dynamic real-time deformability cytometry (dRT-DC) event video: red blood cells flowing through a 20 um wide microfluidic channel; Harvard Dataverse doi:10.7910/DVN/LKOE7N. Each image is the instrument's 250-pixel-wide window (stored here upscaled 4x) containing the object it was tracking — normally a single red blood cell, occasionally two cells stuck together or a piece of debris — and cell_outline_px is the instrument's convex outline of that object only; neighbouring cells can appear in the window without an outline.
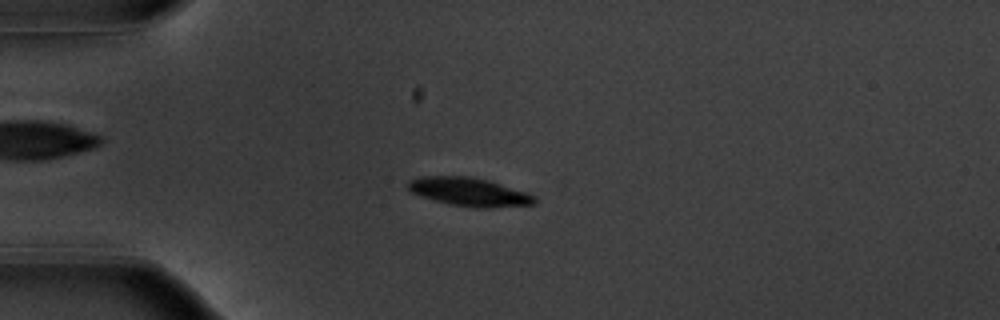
{"species": "common noctule bat (a hibernating species)", "species_latin": "Nyctalus noctula", "temperature_condition": "warm", "stored_images_in_passage": 54, "camera_frame_rate_fps": 3000, "um_per_image_px": 0.085, "animal": {"sex": "male", "body_mass_g": 20.1, "forearm_length_mm": 53.5}, "frame": {"image": 1, "passage_image": 14, "time_ms": 4.333, "image_size_px": [1000, 320], "cell_outline_px": [[536, 204], [492, 208], [476, 208], [448, 204], [420, 196], [412, 192], [408, 188], [408, 180], [420, 176], [472, 176], [488, 180], [528, 192], [536, 196]], "centroid_in_image_um": [39.91, 16.31], "position_along_channel_um": 45.1, "area_um2": 21.27}}
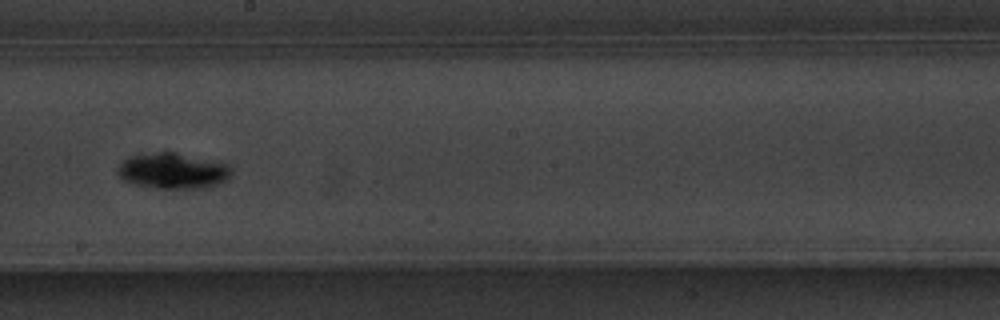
{"frame": {"image": 2, "passage_image": 31, "time_ms": 10.0, "image_size_px": [1000, 320], "cell_outline_px": [[232, 172], [228, 180], [220, 184], [208, 188], [188, 192], [152, 188], [136, 184], [124, 180], [116, 172], [120, 164], [128, 156], [152, 152], [176, 152], [228, 164], [232, 168]], "centroid_in_image_um": [14.75, 14.57], "position_along_channel_um": 233.4, "area_um2": 24.74}}
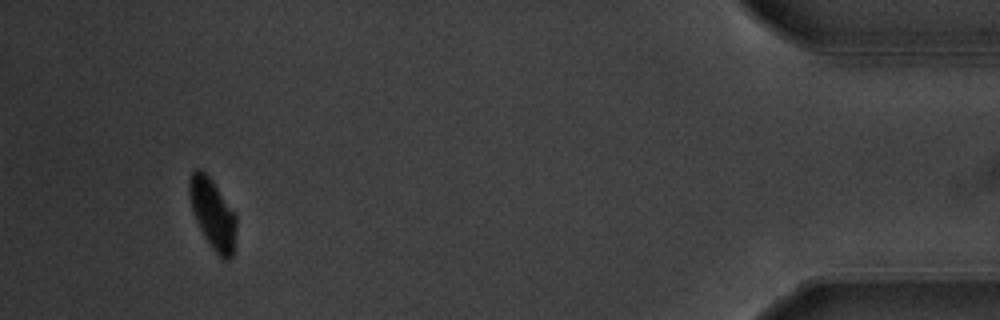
{"frame": {"image": 3, "passage_image": 51, "time_ms": 16.667, "image_size_px": [1000, 320], "cell_outline_px": [[236, 228], [232, 260], [224, 260], [212, 248], [204, 236], [192, 212], [188, 196], [188, 180], [192, 172], [196, 168], [200, 168], [212, 180], [236, 216]], "centroid_in_image_um": [18.05, 18.17], "position_along_channel_um": 417.1, "area_um2": 19.13}, "authors_computed_cell_mechanics": {"area_um2": 20.6924, "velocity_mm_per_s": 3.7269, "shape_relaxation_time_tau1_ms": 1.6329, "shape_relaxation_time_tau2_ms": null, "deformation_change_tau1": 0.1167, "deformation_change_tau2": null}}